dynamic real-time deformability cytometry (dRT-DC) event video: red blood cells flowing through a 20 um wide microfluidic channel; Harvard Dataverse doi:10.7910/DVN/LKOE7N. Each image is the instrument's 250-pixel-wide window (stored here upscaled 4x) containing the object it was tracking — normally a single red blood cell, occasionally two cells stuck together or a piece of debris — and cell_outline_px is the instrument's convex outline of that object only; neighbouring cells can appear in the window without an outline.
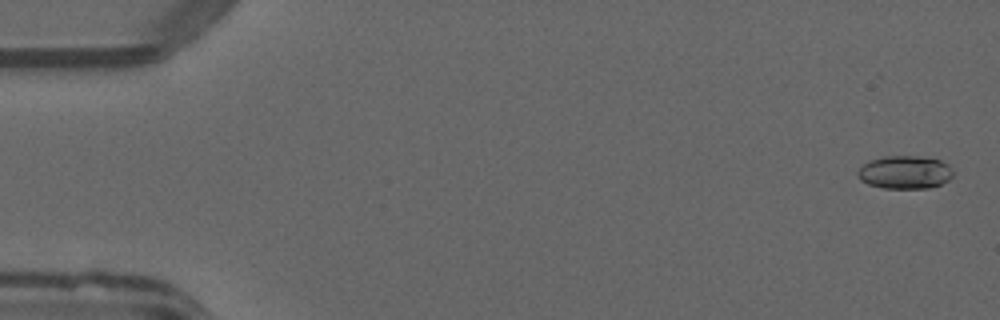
{"species": "common noctule bat (a hibernating species)", "species_latin": "Nyctalus noctula", "temperature_condition": "warm", "stored_images_in_passage": 51, "camera_frame_rate_fps": 3000, "um_per_image_px": 0.085, "animal": {"sex": "male", "forearm_length_mm": 52.5}, "frame": {"image": 1, "passage_image": 2, "time_ms": 0.333, "image_size_px": [1000, 320], "cell_outline_px": [[952, 176], [948, 180], [940, 184], [928, 188], [884, 188], [868, 184], [860, 180], [856, 172], [868, 160], [884, 156], [920, 156], [940, 160], [948, 164], [952, 172]], "centroid_in_image_um": [76.89, 14.63], "position_along_channel_um": 8.1, "area_um2": 18.38}}
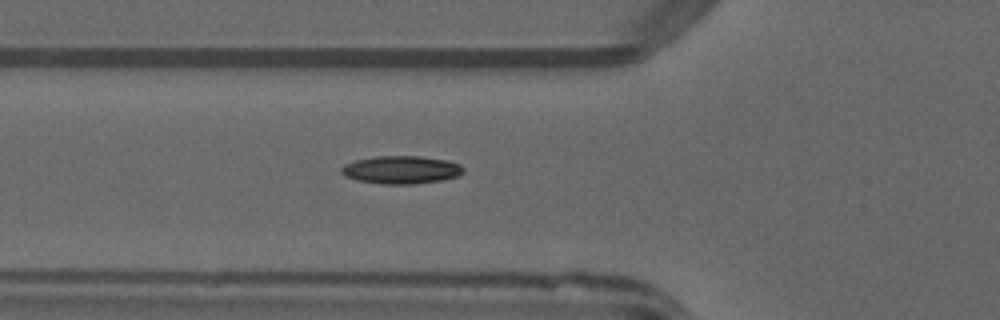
{"frame": {"image": 2, "passage_image": 19, "time_ms": 6.0, "image_size_px": [1000, 320], "cell_outline_px": [[464, 172], [460, 176], [440, 180], [416, 184], [380, 184], [356, 180], [344, 176], [340, 172], [340, 168], [344, 164], [356, 160], [376, 156], [420, 156], [448, 160], [460, 164], [464, 168]], "centroid_in_image_um": [34.1, 14.43], "position_along_channel_um": 91.7, "area_um2": 20.11}}
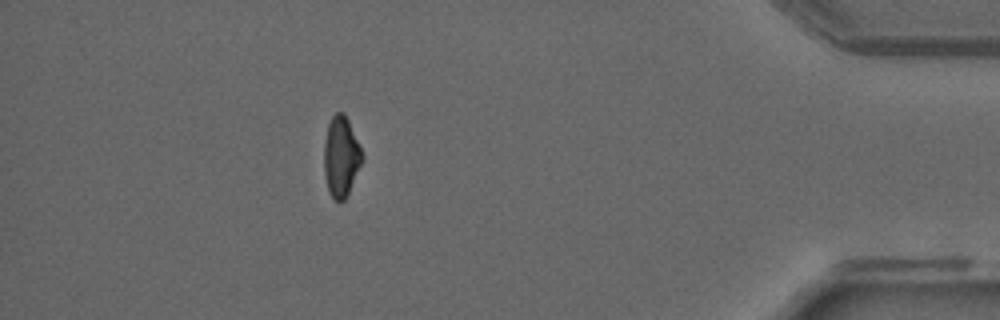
{"frame": {"image": 3, "passage_image": 46, "time_ms": 15.0, "image_size_px": [1000, 320], "cell_outline_px": [[364, 156], [348, 192], [344, 200], [332, 200], [328, 192], [324, 176], [324, 144], [328, 124], [332, 116], [336, 112], [344, 112], [348, 120]], "centroid_in_image_um": [28.96, 13.31], "position_along_channel_um": 406.2, "area_um2": 17.69}, "authors_computed_cell_mechanics": {"area_um2": 18.3804, "velocity_mm_per_s": 4.0556, "shape_relaxation_time_tau1_ms": 9.5055, "shape_relaxation_time_tau2_ms": 5.1598, "deformation_change_tau1": 0.2342, "deformation_change_tau2": 0.1092}}